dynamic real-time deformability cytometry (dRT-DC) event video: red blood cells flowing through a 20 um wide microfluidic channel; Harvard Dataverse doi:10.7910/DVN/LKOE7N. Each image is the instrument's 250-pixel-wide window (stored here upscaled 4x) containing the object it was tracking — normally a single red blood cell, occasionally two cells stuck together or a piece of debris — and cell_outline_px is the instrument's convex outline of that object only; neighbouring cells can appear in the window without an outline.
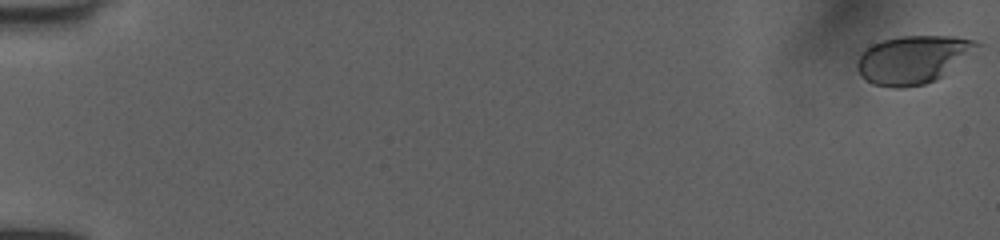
{"species": "human", "species_latin": "Homo sapiens", "temperature_condition": "room temperature", "stored_images_in_passage": 53, "camera_frame_rate_fps": 3000, "um_per_image_px": 0.085, "donor": {"sex": "female"}, "frame": {"image": 1, "passage_image": 1, "time_ms": 0.0, "image_size_px": [1000, 240], "cell_outline_px": [[984, 44], [936, 80], [924, 84], [904, 88], [892, 88], [872, 84], [864, 80], [860, 76], [856, 68], [856, 60], [872, 44], [880, 40], [900, 36], [952, 36], [976, 40]], "centroid_in_image_um": [77.58, 5.06], "position_along_channel_um": 7.4, "area_um2": 33.7}}
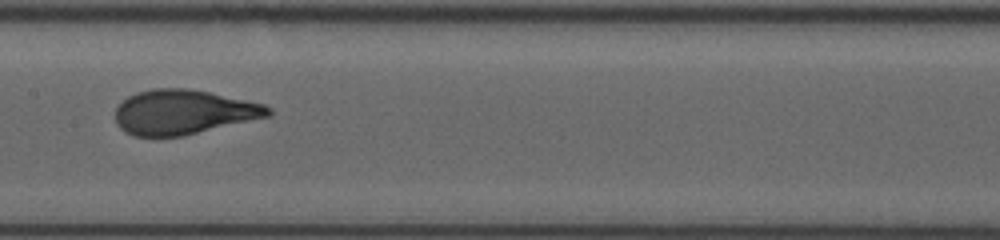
{"frame": {"image": 2, "passage_image": 29, "time_ms": 9.333, "image_size_px": [1000, 240], "cell_outline_px": [[272, 116], [184, 136], [132, 136], [124, 132], [116, 124], [116, 108], [128, 96], [136, 92], [152, 88], [188, 88], [208, 92], [264, 104], [272, 108]], "centroid_in_image_um": [15.6, 9.54], "position_along_channel_um": 191.8, "area_um2": 40.0}}
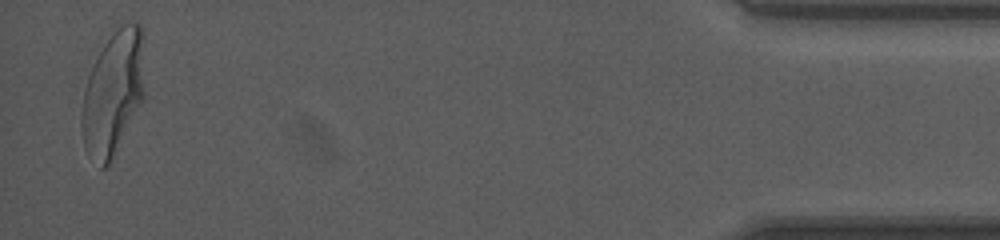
{"frame": {"image": 3, "passage_image": 52, "time_ms": 17.0, "image_size_px": [1000, 240], "cell_outline_px": [[144, 100], [112, 160], [104, 168], [100, 168], [88, 156], [84, 144], [80, 124], [80, 116], [84, 88], [88, 76], [104, 44], [112, 32], [124, 24], [140, 24], [144, 28]], "centroid_in_image_um": [9.63, 7.93], "position_along_channel_um": 425.6, "area_um2": 46.24}, "authors_computed_cell_mechanics": {"area_um2": 39.4774, "velocity_mm_per_s": 4.0332, "shape_relaxation_time_tau1_ms": 4.9765, "shape_relaxation_time_tau2_ms": null, "deformation_change_tau1": 0.2011, "deformation_change_tau2": null}}